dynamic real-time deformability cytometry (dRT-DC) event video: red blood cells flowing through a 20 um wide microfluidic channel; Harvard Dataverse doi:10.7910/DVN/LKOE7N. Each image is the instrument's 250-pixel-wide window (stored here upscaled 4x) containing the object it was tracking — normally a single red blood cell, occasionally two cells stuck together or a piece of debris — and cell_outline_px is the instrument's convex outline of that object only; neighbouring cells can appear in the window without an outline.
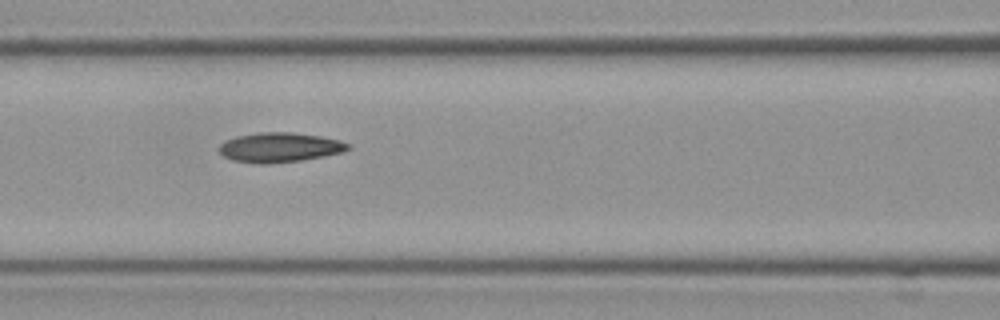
{"species": "Egyptian fruit bat (a non-hibernating species)", "species_latin": "Rousettus aegyptiacus", "temperature_condition": "cold", "stored_images_in_passage": 8, "camera_frame_rate_fps": 3000, "um_per_image_px": 0.085, "frame": {"image": 1, "passage_image": 8, "time_ms": 2.333, "image_size_px": [1000, 320], "cell_outline_px": [[352, 148], [344, 152], [324, 156], [300, 160], [268, 164], [260, 164], [232, 160], [224, 156], [220, 152], [220, 144], [224, 140], [236, 136], [260, 132], [292, 132], [320, 136], [340, 140], [352, 144]], "centroid_in_image_um": [23.81, 12.52], "position_along_channel_um": 142.8, "area_um2": 22.43}}